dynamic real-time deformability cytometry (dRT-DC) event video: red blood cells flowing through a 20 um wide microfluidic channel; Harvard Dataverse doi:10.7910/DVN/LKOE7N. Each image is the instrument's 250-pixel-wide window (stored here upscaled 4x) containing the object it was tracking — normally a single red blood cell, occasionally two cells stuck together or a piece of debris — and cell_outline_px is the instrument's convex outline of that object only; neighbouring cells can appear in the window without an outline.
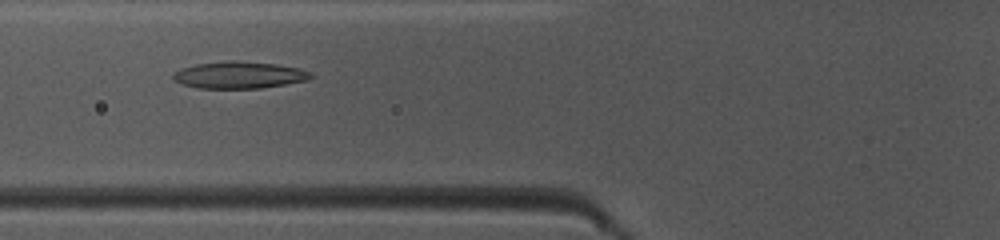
{"species": "common noctule bat (a hibernating species)", "species_latin": "Nyctalus noctula", "temperature_condition": "warm", "stored_images_in_passage": 42, "camera_frame_rate_fps": 3000, "um_per_image_px": 0.085, "animal": {"sex": "female", "body_mass_g": 10.0, "forearm_length_mm": 53.1}, "frame": {"image": 1, "passage_image": 19, "time_ms": 6.0, "image_size_px": [1000, 240], "cell_outline_px": [[312, 76], [308, 80], [260, 88], [196, 88], [180, 84], [172, 80], [172, 72], [180, 68], [196, 64], [232, 60], [276, 64], [296, 68], [312, 72]], "centroid_in_image_um": [20.25, 6.38], "position_along_channel_um": 105.6, "area_um2": 21.62}}
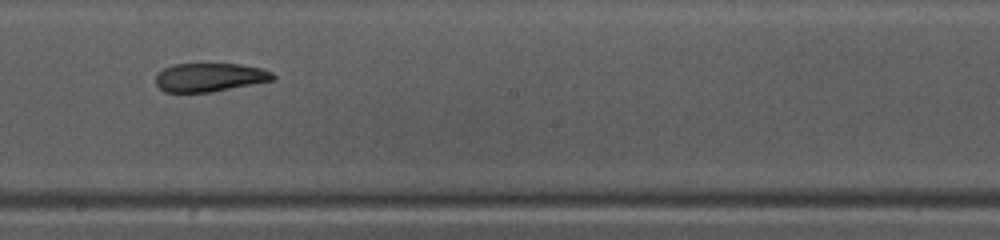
{"frame": {"image": 2, "passage_image": 28, "time_ms": 9.0, "image_size_px": [1000, 240], "cell_outline_px": [[276, 80], [212, 92], [164, 92], [156, 84], [156, 72], [172, 64], [240, 64], [260, 68], [272, 72], [276, 76]], "centroid_in_image_um": [17.83, 6.57], "position_along_channel_um": 230.4, "area_um2": 19.71}}
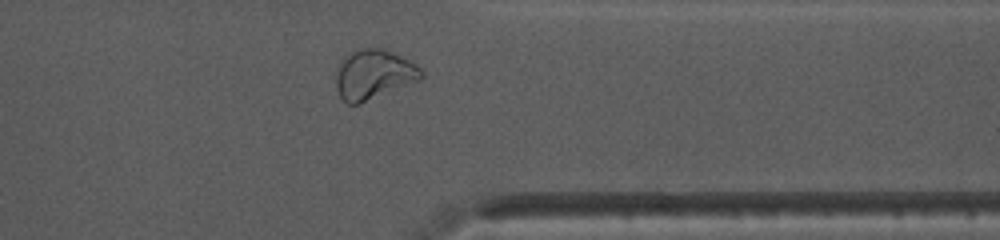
{"frame": {"image": 3, "passage_image": 39, "time_ms": 12.667, "image_size_px": [1000, 240], "cell_outline_px": [[424, 76], [420, 80], [356, 104], [348, 104], [340, 96], [336, 88], [336, 76], [340, 64], [348, 52], [360, 48], [384, 48], [416, 64], [424, 72]], "centroid_in_image_um": [31.77, 6.3], "position_along_channel_um": 379.6, "area_um2": 24.33}, "authors_computed_cell_mechanics": {"area_um2": 22.2819, "velocity_mm_per_s": 4.1506, "shape_relaxation_time_tau1_ms": null, "shape_relaxation_time_tau2_ms": 4.2505, "deformation_change_tau1": null, "deformation_change_tau2": 0.1044}}